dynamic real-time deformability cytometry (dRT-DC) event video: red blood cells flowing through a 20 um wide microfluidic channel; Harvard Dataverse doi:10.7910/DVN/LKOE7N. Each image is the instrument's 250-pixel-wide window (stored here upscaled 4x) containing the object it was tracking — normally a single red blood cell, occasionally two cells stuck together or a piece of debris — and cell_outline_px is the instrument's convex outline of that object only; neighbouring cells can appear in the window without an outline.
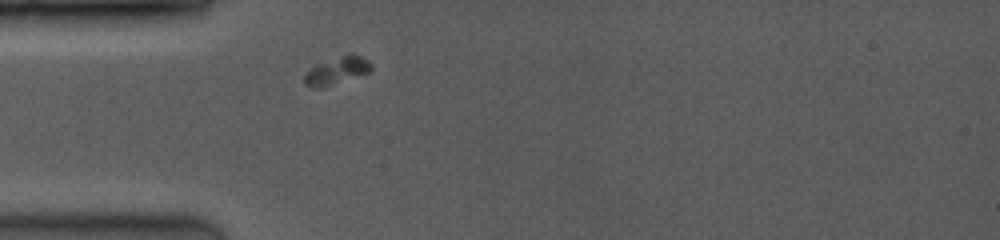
{"species": "common noctule bat (a hibernating species)", "species_latin": "Nyctalus noctula", "temperature_condition": "room temperature", "stored_images_in_passage": 1, "camera_frame_rate_fps": 3500, "um_per_image_px": 0.085, "animal": {"sex": "female", "body_mass_g": 19.0, "forearm_length_mm": 53.3}, "frame": {"image": 1, "passage_image": 1, "time_ms": 0.0, "image_size_px": [1000, 240], "cell_outline_px": [[372, 72], [324, 88], [312, 88], [304, 84], [304, 76], [316, 64], [352, 52], [368, 60], [372, 64]], "centroid_in_image_um": [28.68, 6.02], "position_along_channel_um": 56.3, "area_um2": 10.92}}